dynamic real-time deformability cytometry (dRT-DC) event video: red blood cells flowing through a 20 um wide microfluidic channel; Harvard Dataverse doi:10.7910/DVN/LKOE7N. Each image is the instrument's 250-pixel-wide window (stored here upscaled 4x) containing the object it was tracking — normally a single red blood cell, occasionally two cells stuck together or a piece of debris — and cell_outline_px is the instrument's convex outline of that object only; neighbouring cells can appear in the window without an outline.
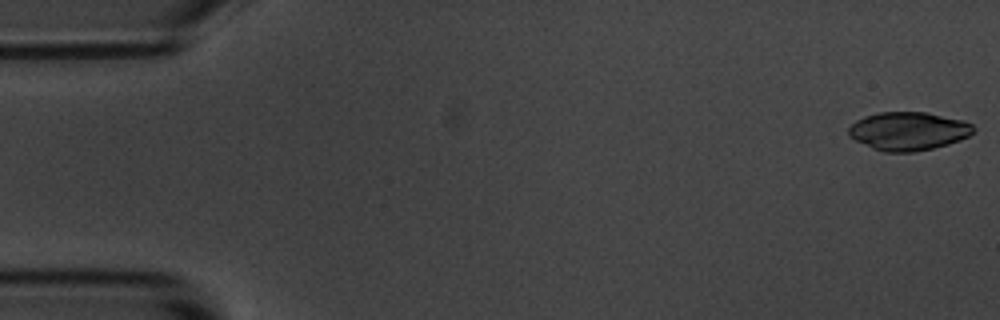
{"species": "common noctule bat (a hibernating species)", "species_latin": "Nyctalus noctula", "temperature_condition": "room temperature", "stored_images_in_passage": 54, "camera_frame_rate_fps": 3000, "um_per_image_px": 0.085, "animal": {"sex": "male", "body_mass_g": 20.1, "forearm_length_mm": 53.5}, "frame": {"image": 1, "passage_image": 1, "time_ms": 0.0, "image_size_px": [1000, 320], "cell_outline_px": [[976, 128], [968, 136], [960, 140], [948, 144], [932, 148], [912, 152], [884, 152], [872, 148], [848, 136], [848, 128], [856, 120], [864, 116], [880, 112], [928, 112], [964, 120], [972, 124]], "centroid_in_image_um": [77.21, 11.13], "position_along_channel_um": 7.8, "area_um2": 27.98}}